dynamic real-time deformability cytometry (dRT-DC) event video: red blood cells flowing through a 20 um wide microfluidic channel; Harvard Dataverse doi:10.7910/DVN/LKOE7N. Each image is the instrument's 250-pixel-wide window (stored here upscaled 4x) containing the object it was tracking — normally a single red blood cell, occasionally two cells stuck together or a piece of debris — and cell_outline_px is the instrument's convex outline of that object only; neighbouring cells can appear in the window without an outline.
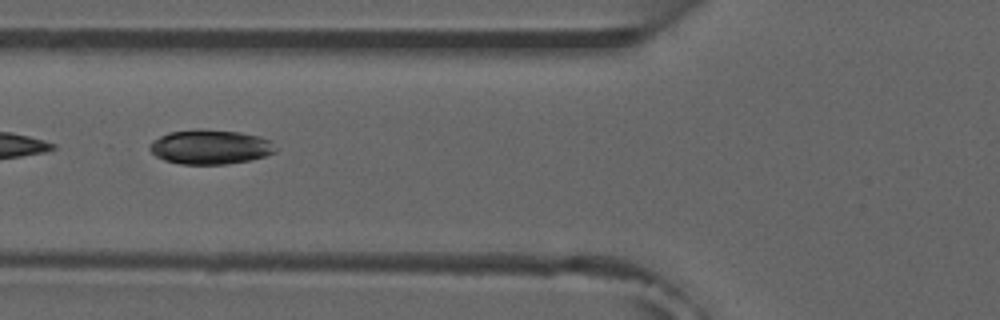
{"species": "common noctule bat (a hibernating species)", "species_latin": "Nyctalus noctula", "temperature_condition": "room temperature", "stored_images_in_passage": 9, "camera_frame_rate_fps": 3000, "um_per_image_px": 0.085, "animal": {"sex": "male", "forearm_length_mm": 52.5}, "frame": {"image": 1, "passage_image": 6, "time_ms": 5.667, "image_size_px": [1000, 320], "cell_outline_px": [[276, 152], [264, 156], [248, 160], [228, 164], [180, 164], [164, 160], [156, 156], [148, 148], [152, 140], [168, 132], [196, 128], [200, 128], [240, 132], [256, 136], [268, 140]], "centroid_in_image_um": [17.79, 12.48], "position_along_channel_um": 108.0, "area_um2": 25.2}}
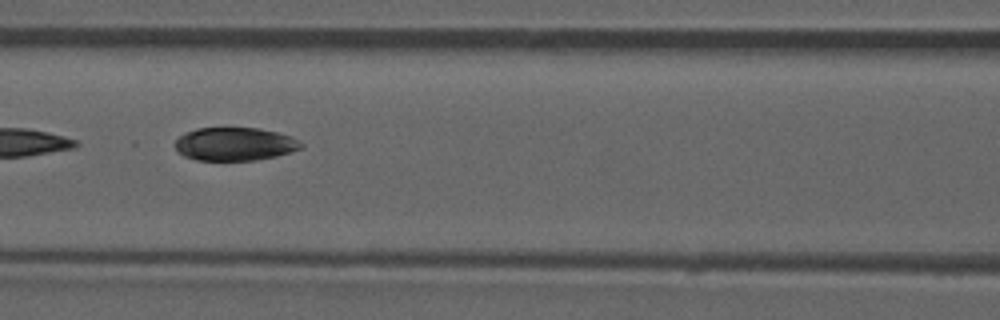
{"frame": {"image": 2, "passage_image": 7, "time_ms": 6.667, "image_size_px": [1000, 320], "cell_outline_px": [[304, 144], [300, 148], [276, 156], [256, 160], [196, 160], [184, 156], [176, 148], [176, 140], [184, 132], [196, 128], [260, 128], [292, 136]], "centroid_in_image_um": [19.95, 12.23], "position_along_channel_um": 146.6, "area_um2": 24.28}}